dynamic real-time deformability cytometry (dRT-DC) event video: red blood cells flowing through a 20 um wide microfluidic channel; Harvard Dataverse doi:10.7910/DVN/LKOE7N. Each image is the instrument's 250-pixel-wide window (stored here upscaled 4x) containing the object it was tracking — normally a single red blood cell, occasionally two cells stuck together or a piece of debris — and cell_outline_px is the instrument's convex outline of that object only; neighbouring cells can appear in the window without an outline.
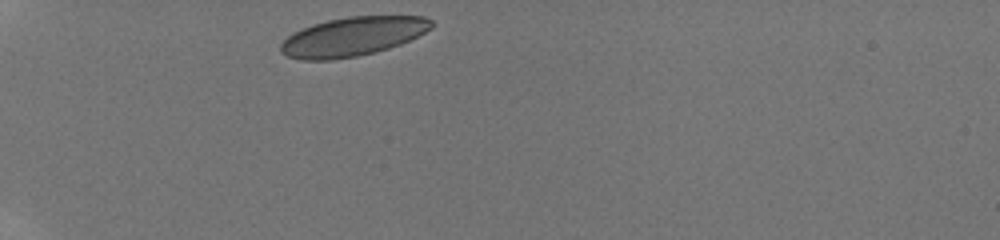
{"species": "human", "species_latin": "Homo sapiens", "temperature_condition": "room temperature", "stored_images_in_passage": 32, "camera_frame_rate_fps": 3000, "um_per_image_px": 0.085, "donor": {"sex": "male"}, "frame": {"image": 1, "passage_image": 1, "time_ms": 0.0, "image_size_px": [1000, 240], "cell_outline_px": [[436, 24], [432, 28], [400, 44], [388, 48], [356, 56], [332, 60], [304, 60], [288, 56], [280, 52], [280, 44], [292, 32], [312, 24], [328, 20], [348, 16], [424, 16], [432, 20]], "centroid_in_image_um": [29.96, 3.09], "position_along_channel_um": 55.0, "area_um2": 34.16}}
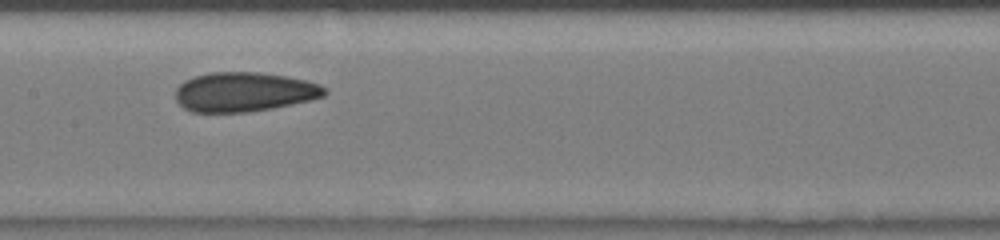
{"frame": {"image": 2, "passage_image": 13, "time_ms": 4.0, "image_size_px": [1000, 240], "cell_outline_px": [[328, 92], [324, 96], [312, 100], [272, 108], [248, 112], [192, 112], [184, 108], [176, 100], [176, 88], [184, 80], [196, 76], [212, 72], [260, 72], [288, 76], [308, 80], [320, 84], [328, 88]], "centroid_in_image_um": [20.8, 7.81], "position_along_channel_um": 186.6, "area_um2": 34.56}}
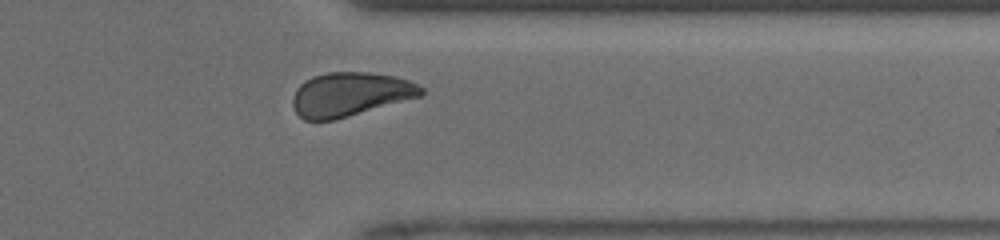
{"frame": {"image": 3, "passage_image": 27, "time_ms": 8.667, "image_size_px": [1000, 240], "cell_outline_px": [[424, 92], [420, 96], [336, 120], [304, 120], [296, 112], [292, 104], [292, 96], [296, 88], [304, 80], [312, 76], [328, 72], [368, 72], [396, 76], [408, 80], [424, 88]], "centroid_in_image_um": [29.73, 8.01], "position_along_channel_um": 381.7, "area_um2": 33.0}, "authors_computed_cell_mechanics": {"area_um2": 34.1887, "velocity_mm_per_s": 4.1759, "shape_relaxation_time_tau1_ms": 5.322, "shape_relaxation_time_tau2_ms": 1.7392, "deformation_change_tau1": 0.1071, "deformation_change_tau2": 0.0632}}